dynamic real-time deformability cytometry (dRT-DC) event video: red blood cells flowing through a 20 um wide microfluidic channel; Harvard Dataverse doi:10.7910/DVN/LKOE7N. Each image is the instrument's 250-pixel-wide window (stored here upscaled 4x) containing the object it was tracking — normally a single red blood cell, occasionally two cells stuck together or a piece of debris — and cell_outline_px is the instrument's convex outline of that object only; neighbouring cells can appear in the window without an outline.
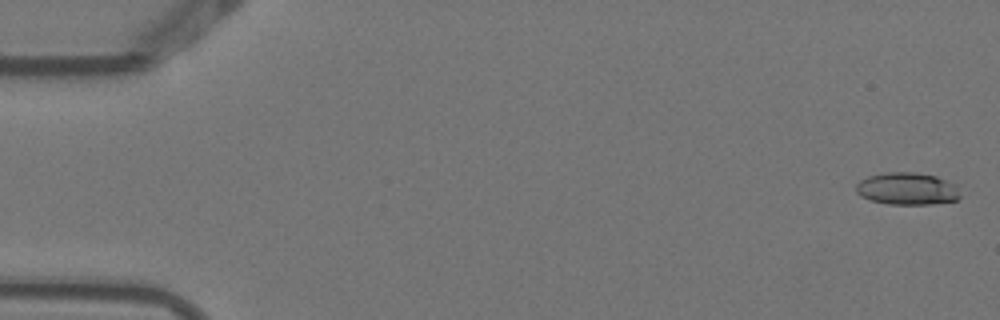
{"species": "Egyptian fruit bat (a non-hibernating species)", "species_latin": "Rousettus aegyptiacus", "temperature_condition": "warm", "stored_images_in_passage": 5, "camera_frame_rate_fps": 3000, "um_per_image_px": 0.085, "animal": {"sex": "female"}, "frame": {"image": 1, "passage_image": 1, "time_ms": 0.0, "image_size_px": [1000, 320], "cell_outline_px": [[960, 196], [956, 200], [932, 204], [888, 204], [872, 200], [860, 196], [856, 192], [856, 184], [860, 180], [868, 176], [888, 172], [912, 172], [936, 176], [956, 184]], "centroid_in_image_um": [77.1, 16.04], "position_along_channel_um": 7.9, "area_um2": 19.54}}
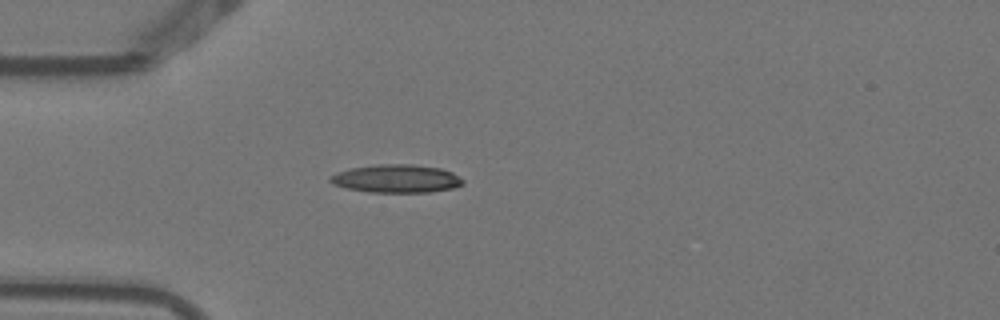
{"frame": {"image": 2, "passage_image": 5, "time_ms": 1.333, "image_size_px": [1000, 320], "cell_outline_px": [[464, 184], [452, 188], [428, 192], [368, 192], [348, 188], [332, 184], [328, 180], [328, 176], [336, 172], [352, 168], [376, 164], [412, 164], [440, 168], [452, 172], [464, 180]], "centroid_in_image_um": [33.67, 15.18], "position_along_channel_um": 51.3, "area_um2": 21.79}}